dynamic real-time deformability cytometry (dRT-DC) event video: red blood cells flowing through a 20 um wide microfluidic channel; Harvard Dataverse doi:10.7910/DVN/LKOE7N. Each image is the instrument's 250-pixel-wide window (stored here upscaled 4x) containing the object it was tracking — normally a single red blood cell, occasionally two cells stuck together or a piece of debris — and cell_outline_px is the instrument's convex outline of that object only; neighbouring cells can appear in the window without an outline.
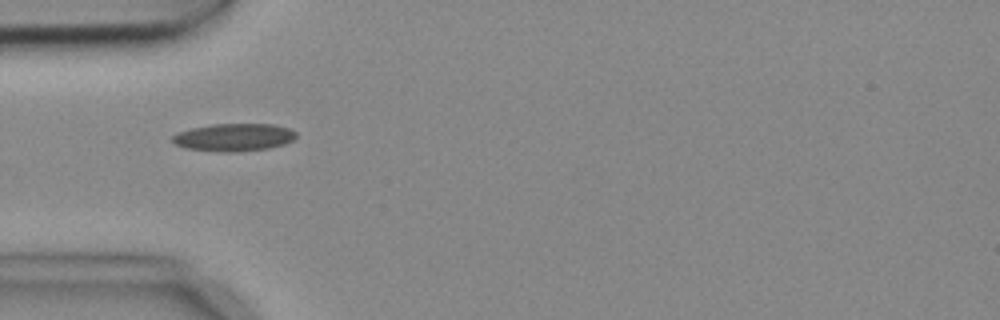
{"species": "common noctule bat (a hibernating species)", "species_latin": "Nyctalus noctula", "temperature_condition": "cold", "stored_images_in_passage": 8, "camera_frame_rate_fps": 3000, "um_per_image_px": 0.085, "animal": {"sex": "female", "body_mass_g": 18.4}, "frame": {"image": 1, "passage_image": 4, "time_ms": 1.0, "image_size_px": [1000, 320], "cell_outline_px": [[296, 136], [292, 140], [284, 144], [268, 148], [232, 152], [228, 152], [184, 148], [176, 144], [172, 140], [172, 136], [176, 132], [192, 128], [212, 124], [272, 124], [288, 128], [296, 132]], "centroid_in_image_um": [19.86, 11.66], "position_along_channel_um": 65.1, "area_um2": 19.77}}
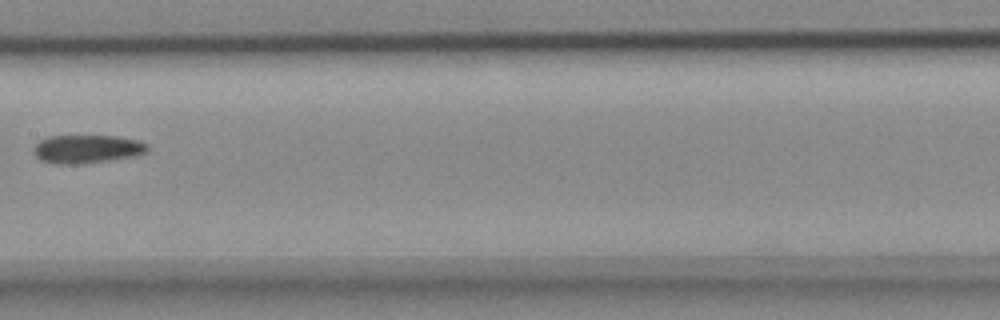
{"frame": {"image": 2, "passage_image": 7, "time_ms": 2.0, "image_size_px": [1000, 320], "cell_outline_px": [[148, 152], [136, 156], [108, 160], [76, 164], [60, 164], [44, 160], [36, 156], [32, 152], [32, 148], [40, 140], [48, 136], [116, 136], [140, 140], [148, 144]], "centroid_in_image_um": [7.43, 12.65], "position_along_channel_um": 200.0, "area_um2": 18.79}}
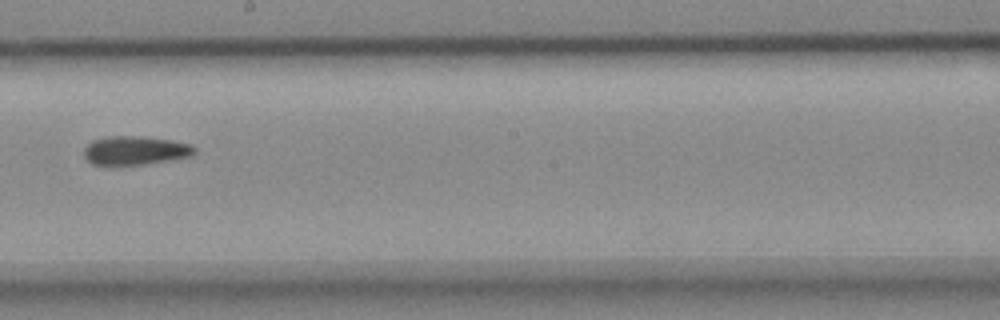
{"frame": {"image": 3, "passage_image": 8, "time_ms": 2.333, "image_size_px": [1000, 320], "cell_outline_px": [[196, 152], [192, 156], [168, 160], [140, 164], [104, 168], [92, 164], [84, 156], [84, 148], [92, 140], [108, 136], [144, 136], [172, 140], [192, 144], [196, 148]], "centroid_in_image_um": [11.45, 12.81], "position_along_channel_um": 236.7, "area_um2": 19.13}}